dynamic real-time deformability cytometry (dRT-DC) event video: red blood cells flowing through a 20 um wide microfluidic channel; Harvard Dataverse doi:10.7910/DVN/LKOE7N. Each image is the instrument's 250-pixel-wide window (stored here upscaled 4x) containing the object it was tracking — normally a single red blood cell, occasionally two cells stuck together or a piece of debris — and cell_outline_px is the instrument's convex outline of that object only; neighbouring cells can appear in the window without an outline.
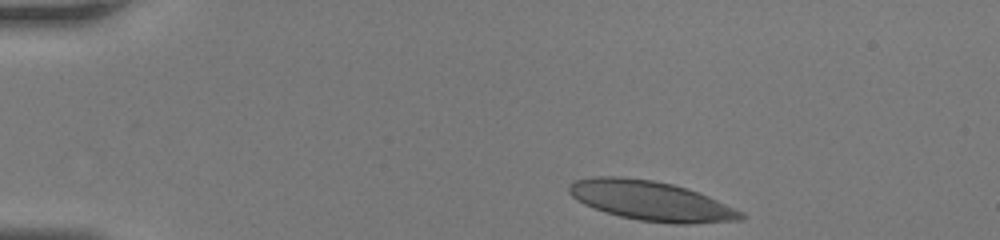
{"species": "human", "species_latin": "Homo sapiens", "temperature_condition": "room temperature", "stored_images_in_passage": 39, "camera_frame_rate_fps": 3000, "um_per_image_px": 0.085, "donor": {"sex": "female"}, "frame": {"image": 1, "passage_image": 1, "time_ms": 0.0, "image_size_px": [1000, 240], "cell_outline_px": [[744, 220], [684, 224], [676, 224], [640, 220], [620, 216], [604, 212], [592, 208], [576, 200], [568, 192], [568, 184], [576, 180], [596, 176], [620, 176], [652, 180], [672, 184], [688, 188], [700, 192], [744, 212]], "centroid_in_image_um": [55.33, 17.06], "position_along_channel_um": 29.7, "area_um2": 39.88}}
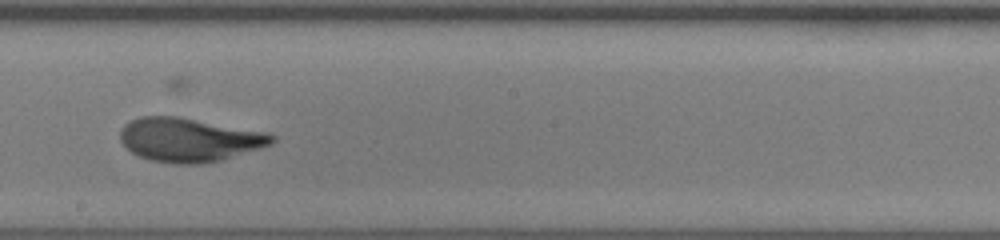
{"frame": {"image": 2, "passage_image": 23, "time_ms": 7.333, "image_size_px": [1000, 240], "cell_outline_px": [[276, 140], [272, 144], [260, 148], [220, 160], [204, 164], [172, 164], [148, 160], [132, 152], [120, 140], [120, 128], [124, 124], [140, 116], [180, 116], [268, 132], [276, 136]], "centroid_in_image_um": [16.09, 11.87], "position_along_channel_um": 232.1, "area_um2": 39.07}}
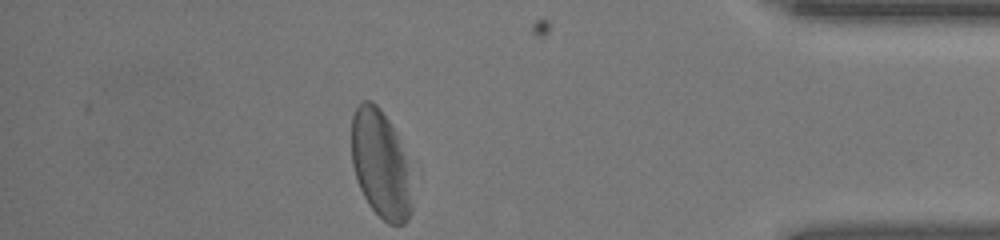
{"frame": {"image": 3, "passage_image": 39, "time_ms": 12.667, "image_size_px": [1000, 240], "cell_outline_px": [[412, 212], [408, 220], [404, 224], [388, 224], [368, 204], [360, 188], [352, 164], [352, 116], [356, 108], [364, 100], [372, 100], [380, 108], [396, 132], [404, 156], [412, 208]], "centroid_in_image_um": [32.32, 13.95], "position_along_channel_um": 402.9, "area_um2": 37.22}, "authors_computed_cell_mechanics": {"area_um2": 39.015, "velocity_mm_per_s": 3.8382, "shape_relaxation_time_tau1_ms": 4.6726, "shape_relaxation_time_tau2_ms": 1.3446, "deformation_change_tau1": 0.212, "deformation_change_tau2": 0.08}}